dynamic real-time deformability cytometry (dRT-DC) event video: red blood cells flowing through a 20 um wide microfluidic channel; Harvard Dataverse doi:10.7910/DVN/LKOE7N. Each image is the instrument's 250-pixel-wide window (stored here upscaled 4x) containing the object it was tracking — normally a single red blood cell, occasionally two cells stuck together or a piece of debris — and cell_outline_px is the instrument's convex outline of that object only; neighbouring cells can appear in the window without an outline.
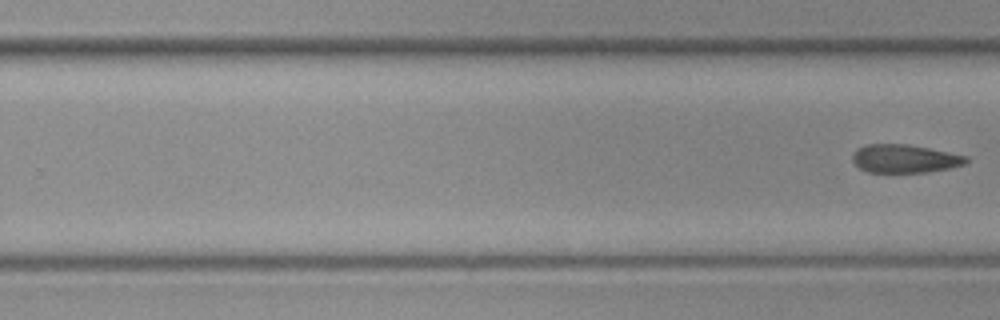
{"species": "common noctule bat (a hibernating species)", "species_latin": "Nyctalus noctula", "temperature_condition": "cold", "stored_images_in_passage": 20, "camera_frame_rate_fps": 3000, "um_per_image_px": 0.085, "animal": {"sex": "female", "body_mass_g": 19.3, "forearm_length_mm": 54.1}, "frame": {"image": 1, "passage_image": 20, "time_ms": 6.333, "image_size_px": [1000, 320], "cell_outline_px": [[968, 160], [964, 164], [948, 168], [928, 172], [868, 172], [860, 168], [852, 160], [852, 156], [860, 148], [868, 144], [908, 144], [968, 156]], "centroid_in_image_um": [76.91, 13.49], "position_along_channel_um": 252.9, "area_um2": 18.44}}